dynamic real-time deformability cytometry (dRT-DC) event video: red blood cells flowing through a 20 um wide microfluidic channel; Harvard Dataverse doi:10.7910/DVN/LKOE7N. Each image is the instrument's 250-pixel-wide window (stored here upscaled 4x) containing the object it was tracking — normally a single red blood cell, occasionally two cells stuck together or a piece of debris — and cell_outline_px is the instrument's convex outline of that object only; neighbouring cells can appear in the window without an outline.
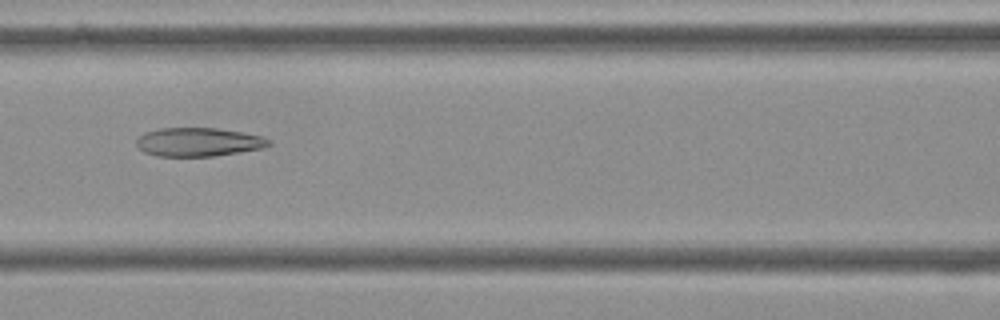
{"species": "Egyptian fruit bat (a non-hibernating species)", "species_latin": "Rousettus aegyptiacus", "temperature_condition": "cold", "stored_images_in_passage": 9, "camera_frame_rate_fps": 3000, "um_per_image_px": 0.085, "frame": {"image": 1, "passage_image": 7, "time_ms": 2.0, "image_size_px": [1000, 320], "cell_outline_px": [[272, 144], [264, 148], [212, 156], [156, 156], [144, 152], [136, 144], [136, 140], [144, 132], [160, 128], [216, 128], [264, 136], [272, 140]], "centroid_in_image_um": [16.89, 12.07], "position_along_channel_um": 149.7, "area_um2": 22.14}}
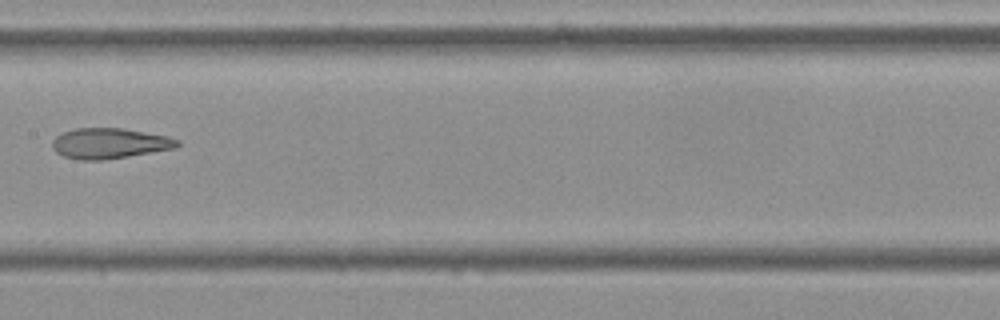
{"frame": {"image": 2, "passage_image": 8, "time_ms": 2.333, "image_size_px": [1000, 320], "cell_outline_px": [[180, 144], [176, 148], [128, 156], [100, 160], [80, 160], [64, 156], [56, 152], [52, 148], [52, 140], [56, 136], [64, 132], [76, 128], [124, 128], [168, 136], [180, 140]], "centroid_in_image_um": [9.32, 12.18], "position_along_channel_um": 198.1, "area_um2": 22.2}}
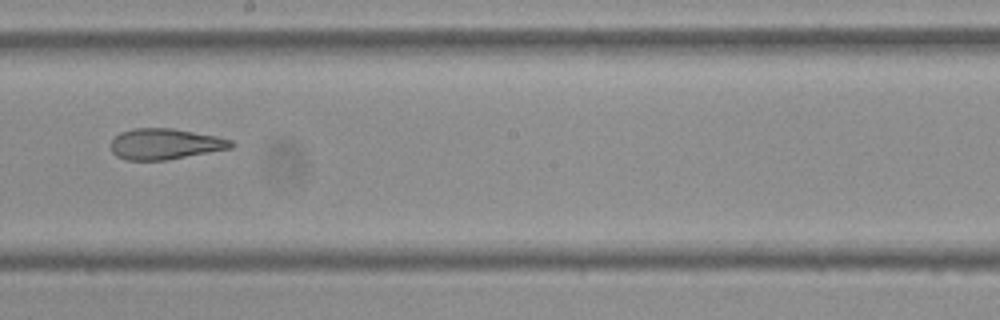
{"frame": {"image": 3, "passage_image": 9, "time_ms": 2.667, "image_size_px": [1000, 320], "cell_outline_px": [[236, 144], [232, 148], [168, 160], [128, 160], [116, 156], [112, 152], [108, 144], [120, 132], [132, 128], [172, 128], [216, 136], [232, 140]], "centroid_in_image_um": [14.02, 12.24], "position_along_channel_um": 234.2, "area_um2": 21.85}}